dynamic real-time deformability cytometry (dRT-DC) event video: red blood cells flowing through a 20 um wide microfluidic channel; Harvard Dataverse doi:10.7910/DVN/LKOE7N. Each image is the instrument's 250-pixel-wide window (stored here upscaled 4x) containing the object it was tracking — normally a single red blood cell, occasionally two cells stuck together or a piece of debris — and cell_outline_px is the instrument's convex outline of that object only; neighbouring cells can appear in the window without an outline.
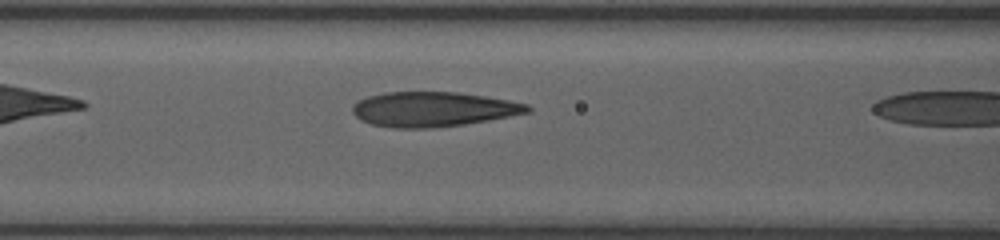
{"species": "human", "species_latin": "Homo sapiens", "temperature_condition": "room temperature", "stored_images_in_passage": 5, "camera_frame_rate_fps": 3000, "um_per_image_px": 0.085, "donor": {"sex": "female"}, "frame": {"image": 1, "passage_image": 4, "time_ms": 1.667, "image_size_px": [1000, 240], "cell_outline_px": [[532, 112], [488, 120], [464, 124], [432, 128], [392, 128], [372, 124], [360, 120], [352, 112], [352, 104], [356, 100], [368, 96], [384, 92], [456, 92], [484, 96], [508, 100], [528, 104], [532, 108]], "centroid_in_image_um": [36.79, 9.28], "position_along_channel_um": 129.8, "area_um2": 35.66}}